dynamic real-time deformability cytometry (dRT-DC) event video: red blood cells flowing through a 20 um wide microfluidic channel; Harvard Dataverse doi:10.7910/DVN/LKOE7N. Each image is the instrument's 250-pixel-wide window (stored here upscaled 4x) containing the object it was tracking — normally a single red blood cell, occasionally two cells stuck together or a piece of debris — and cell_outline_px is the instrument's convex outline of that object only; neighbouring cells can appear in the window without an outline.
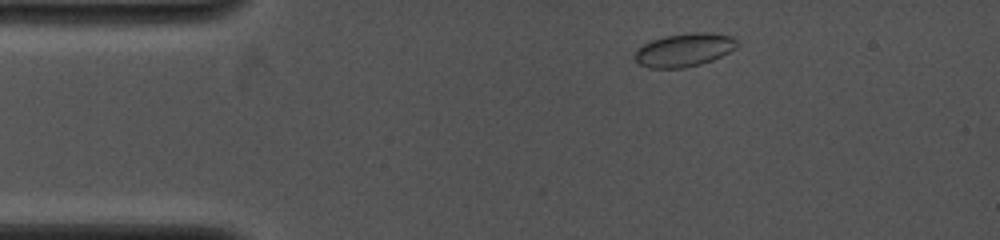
{"species": "common noctule bat (a hibernating species)", "species_latin": "Nyctalus noctula", "temperature_condition": "cold", "stored_images_in_passage": 6, "camera_frame_rate_fps": 4000, "um_per_image_px": 0.085, "animal": {"sex": "female", "body_mass_g": 19.0, "forearm_length_mm": 53.3}, "frame": {"image": 1, "passage_image": 1, "time_ms": 0.0, "image_size_px": [1000, 240], "cell_outline_px": [[740, 44], [736, 48], [712, 60], [700, 64], [684, 68], [648, 68], [640, 64], [636, 60], [636, 48], [652, 40], [664, 36], [692, 32], [708, 32], [732, 36], [740, 40]], "centroid_in_image_um": [58.2, 4.23], "position_along_channel_um": 26.8, "area_um2": 19.94}}
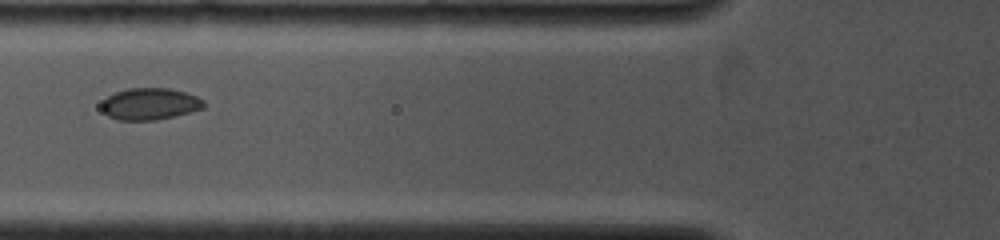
{"frame": {"image": 2, "passage_image": 4, "time_ms": 3.25, "image_size_px": [1000, 240], "cell_outline_px": [[204, 108], [156, 120], [116, 120], [108, 116], [100, 108], [100, 104], [108, 96], [116, 92], [128, 88], [168, 88], [184, 92], [196, 96], [204, 100]], "centroid_in_image_um": [12.7, 8.83], "position_along_channel_um": 113.1, "area_um2": 18.84}}
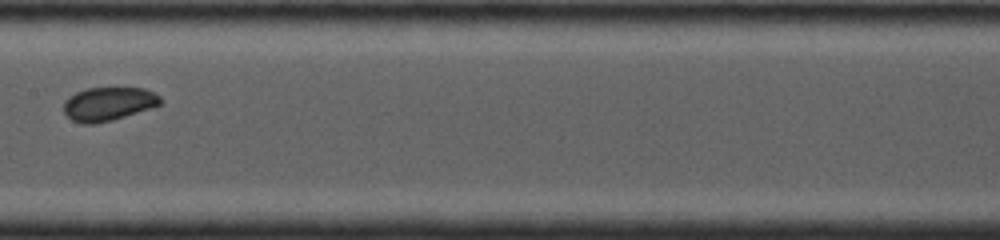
{"frame": {"image": 3, "passage_image": 6, "time_ms": 5.25, "image_size_px": [1000, 240], "cell_outline_px": [[160, 104], [152, 108], [112, 120], [96, 124], [84, 124], [72, 120], [64, 112], [64, 100], [76, 92], [88, 88], [144, 88], [160, 96]], "centroid_in_image_um": [9.2, 8.84], "position_along_channel_um": 198.2, "area_um2": 18.84}}